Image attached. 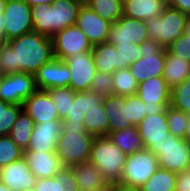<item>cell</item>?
I'll return each instance as SVG.
<instances>
[{"label":"cell","mask_w":190,"mask_h":191,"mask_svg":"<svg viewBox=\"0 0 190 191\" xmlns=\"http://www.w3.org/2000/svg\"><path fill=\"white\" fill-rule=\"evenodd\" d=\"M53 57L52 39L31 31L1 45L0 71L2 75L16 72L34 75Z\"/></svg>","instance_id":"1"},{"label":"cell","mask_w":190,"mask_h":191,"mask_svg":"<svg viewBox=\"0 0 190 191\" xmlns=\"http://www.w3.org/2000/svg\"><path fill=\"white\" fill-rule=\"evenodd\" d=\"M94 139L82 123H62L56 154L63 167L67 170L73 165L88 162Z\"/></svg>","instance_id":"2"},{"label":"cell","mask_w":190,"mask_h":191,"mask_svg":"<svg viewBox=\"0 0 190 191\" xmlns=\"http://www.w3.org/2000/svg\"><path fill=\"white\" fill-rule=\"evenodd\" d=\"M127 154L108 136L95 137L91 146L90 162L102 173L106 181L120 182Z\"/></svg>","instance_id":"3"},{"label":"cell","mask_w":190,"mask_h":191,"mask_svg":"<svg viewBox=\"0 0 190 191\" xmlns=\"http://www.w3.org/2000/svg\"><path fill=\"white\" fill-rule=\"evenodd\" d=\"M187 14L167 5L156 18L146 20L149 37L167 48L184 32Z\"/></svg>","instance_id":"4"},{"label":"cell","mask_w":190,"mask_h":191,"mask_svg":"<svg viewBox=\"0 0 190 191\" xmlns=\"http://www.w3.org/2000/svg\"><path fill=\"white\" fill-rule=\"evenodd\" d=\"M141 58L128 66L138 83L163 76L166 49L151 38L140 43Z\"/></svg>","instance_id":"5"},{"label":"cell","mask_w":190,"mask_h":191,"mask_svg":"<svg viewBox=\"0 0 190 191\" xmlns=\"http://www.w3.org/2000/svg\"><path fill=\"white\" fill-rule=\"evenodd\" d=\"M159 168L157 156L146 148L127 154L120 183L141 187Z\"/></svg>","instance_id":"6"},{"label":"cell","mask_w":190,"mask_h":191,"mask_svg":"<svg viewBox=\"0 0 190 191\" xmlns=\"http://www.w3.org/2000/svg\"><path fill=\"white\" fill-rule=\"evenodd\" d=\"M159 168L178 173L190 168V144L170 135L155 153Z\"/></svg>","instance_id":"7"},{"label":"cell","mask_w":190,"mask_h":191,"mask_svg":"<svg viewBox=\"0 0 190 191\" xmlns=\"http://www.w3.org/2000/svg\"><path fill=\"white\" fill-rule=\"evenodd\" d=\"M136 95L145 103L147 115L164 113L170 106L171 87L163 76L138 83Z\"/></svg>","instance_id":"8"},{"label":"cell","mask_w":190,"mask_h":191,"mask_svg":"<svg viewBox=\"0 0 190 191\" xmlns=\"http://www.w3.org/2000/svg\"><path fill=\"white\" fill-rule=\"evenodd\" d=\"M33 74L16 72L1 76L0 99L16 105H23L37 91Z\"/></svg>","instance_id":"9"},{"label":"cell","mask_w":190,"mask_h":191,"mask_svg":"<svg viewBox=\"0 0 190 191\" xmlns=\"http://www.w3.org/2000/svg\"><path fill=\"white\" fill-rule=\"evenodd\" d=\"M51 39L53 55L61 60H66L75 53L91 52L93 48L87 36L76 24L60 30Z\"/></svg>","instance_id":"10"},{"label":"cell","mask_w":190,"mask_h":191,"mask_svg":"<svg viewBox=\"0 0 190 191\" xmlns=\"http://www.w3.org/2000/svg\"><path fill=\"white\" fill-rule=\"evenodd\" d=\"M3 16L5 42L33 31L31 6L23 0H7Z\"/></svg>","instance_id":"11"},{"label":"cell","mask_w":190,"mask_h":191,"mask_svg":"<svg viewBox=\"0 0 190 191\" xmlns=\"http://www.w3.org/2000/svg\"><path fill=\"white\" fill-rule=\"evenodd\" d=\"M70 71L69 87L74 92L90 90L96 67L91 52L75 53L64 60Z\"/></svg>","instance_id":"12"},{"label":"cell","mask_w":190,"mask_h":191,"mask_svg":"<svg viewBox=\"0 0 190 191\" xmlns=\"http://www.w3.org/2000/svg\"><path fill=\"white\" fill-rule=\"evenodd\" d=\"M144 148L155 154L158 147L171 134L167 124L166 111L161 114L146 115L136 126Z\"/></svg>","instance_id":"13"},{"label":"cell","mask_w":190,"mask_h":191,"mask_svg":"<svg viewBox=\"0 0 190 191\" xmlns=\"http://www.w3.org/2000/svg\"><path fill=\"white\" fill-rule=\"evenodd\" d=\"M146 21L122 16L111 24L107 42L111 44L142 43L149 39Z\"/></svg>","instance_id":"14"},{"label":"cell","mask_w":190,"mask_h":191,"mask_svg":"<svg viewBox=\"0 0 190 191\" xmlns=\"http://www.w3.org/2000/svg\"><path fill=\"white\" fill-rule=\"evenodd\" d=\"M111 24L83 3L77 15L76 25L94 46L107 42Z\"/></svg>","instance_id":"15"},{"label":"cell","mask_w":190,"mask_h":191,"mask_svg":"<svg viewBox=\"0 0 190 191\" xmlns=\"http://www.w3.org/2000/svg\"><path fill=\"white\" fill-rule=\"evenodd\" d=\"M34 79L39 90L69 87L70 71L64 60L53 57L42 65L35 73Z\"/></svg>","instance_id":"16"},{"label":"cell","mask_w":190,"mask_h":191,"mask_svg":"<svg viewBox=\"0 0 190 191\" xmlns=\"http://www.w3.org/2000/svg\"><path fill=\"white\" fill-rule=\"evenodd\" d=\"M61 130L62 119L34 124L31 138L25 151L56 152Z\"/></svg>","instance_id":"17"},{"label":"cell","mask_w":190,"mask_h":191,"mask_svg":"<svg viewBox=\"0 0 190 191\" xmlns=\"http://www.w3.org/2000/svg\"><path fill=\"white\" fill-rule=\"evenodd\" d=\"M0 181L12 191L34 188L37 178L31 172L26 159H20L0 168Z\"/></svg>","instance_id":"18"},{"label":"cell","mask_w":190,"mask_h":191,"mask_svg":"<svg viewBox=\"0 0 190 191\" xmlns=\"http://www.w3.org/2000/svg\"><path fill=\"white\" fill-rule=\"evenodd\" d=\"M23 156L37 179L55 177L66 170L56 152L24 151Z\"/></svg>","instance_id":"19"},{"label":"cell","mask_w":190,"mask_h":191,"mask_svg":"<svg viewBox=\"0 0 190 191\" xmlns=\"http://www.w3.org/2000/svg\"><path fill=\"white\" fill-rule=\"evenodd\" d=\"M67 171L71 186L78 191H94L107 182L100 170L90 161L73 165Z\"/></svg>","instance_id":"20"},{"label":"cell","mask_w":190,"mask_h":191,"mask_svg":"<svg viewBox=\"0 0 190 191\" xmlns=\"http://www.w3.org/2000/svg\"><path fill=\"white\" fill-rule=\"evenodd\" d=\"M23 110L32 118L34 124L59 120L57 110L46 90H37L23 102Z\"/></svg>","instance_id":"21"},{"label":"cell","mask_w":190,"mask_h":191,"mask_svg":"<svg viewBox=\"0 0 190 191\" xmlns=\"http://www.w3.org/2000/svg\"><path fill=\"white\" fill-rule=\"evenodd\" d=\"M103 105L109 120V133L134 126L129 119V96H105Z\"/></svg>","instance_id":"22"},{"label":"cell","mask_w":190,"mask_h":191,"mask_svg":"<svg viewBox=\"0 0 190 191\" xmlns=\"http://www.w3.org/2000/svg\"><path fill=\"white\" fill-rule=\"evenodd\" d=\"M83 3L79 0H54L51 3L50 38L60 30L76 24Z\"/></svg>","instance_id":"23"},{"label":"cell","mask_w":190,"mask_h":191,"mask_svg":"<svg viewBox=\"0 0 190 191\" xmlns=\"http://www.w3.org/2000/svg\"><path fill=\"white\" fill-rule=\"evenodd\" d=\"M166 6L167 0H124L123 16L146 21L159 17Z\"/></svg>","instance_id":"24"},{"label":"cell","mask_w":190,"mask_h":191,"mask_svg":"<svg viewBox=\"0 0 190 191\" xmlns=\"http://www.w3.org/2000/svg\"><path fill=\"white\" fill-rule=\"evenodd\" d=\"M104 101V97L100 94H96L91 90L74 92V101L69 107L67 115L62 119V123H82L85 118L86 111L101 105Z\"/></svg>","instance_id":"25"},{"label":"cell","mask_w":190,"mask_h":191,"mask_svg":"<svg viewBox=\"0 0 190 191\" xmlns=\"http://www.w3.org/2000/svg\"><path fill=\"white\" fill-rule=\"evenodd\" d=\"M91 54L97 71L113 74L121 69L119 53L109 42L94 45Z\"/></svg>","instance_id":"26"},{"label":"cell","mask_w":190,"mask_h":191,"mask_svg":"<svg viewBox=\"0 0 190 191\" xmlns=\"http://www.w3.org/2000/svg\"><path fill=\"white\" fill-rule=\"evenodd\" d=\"M190 76V62L172 55L167 49L163 78L173 88Z\"/></svg>","instance_id":"27"},{"label":"cell","mask_w":190,"mask_h":191,"mask_svg":"<svg viewBox=\"0 0 190 191\" xmlns=\"http://www.w3.org/2000/svg\"><path fill=\"white\" fill-rule=\"evenodd\" d=\"M84 117L83 126L87 133L94 137L107 136L109 134V120L103 103L86 111Z\"/></svg>","instance_id":"28"},{"label":"cell","mask_w":190,"mask_h":191,"mask_svg":"<svg viewBox=\"0 0 190 191\" xmlns=\"http://www.w3.org/2000/svg\"><path fill=\"white\" fill-rule=\"evenodd\" d=\"M124 153H135L144 148L137 127L132 126L107 135Z\"/></svg>","instance_id":"29"},{"label":"cell","mask_w":190,"mask_h":191,"mask_svg":"<svg viewBox=\"0 0 190 191\" xmlns=\"http://www.w3.org/2000/svg\"><path fill=\"white\" fill-rule=\"evenodd\" d=\"M33 128L34 121L24 110H22L13 124L8 136L23 151H25L28 147Z\"/></svg>","instance_id":"30"},{"label":"cell","mask_w":190,"mask_h":191,"mask_svg":"<svg viewBox=\"0 0 190 191\" xmlns=\"http://www.w3.org/2000/svg\"><path fill=\"white\" fill-rule=\"evenodd\" d=\"M85 4L110 23L123 16V0H86Z\"/></svg>","instance_id":"31"},{"label":"cell","mask_w":190,"mask_h":191,"mask_svg":"<svg viewBox=\"0 0 190 191\" xmlns=\"http://www.w3.org/2000/svg\"><path fill=\"white\" fill-rule=\"evenodd\" d=\"M176 173L158 168L153 176L141 187V191H174Z\"/></svg>","instance_id":"32"},{"label":"cell","mask_w":190,"mask_h":191,"mask_svg":"<svg viewBox=\"0 0 190 191\" xmlns=\"http://www.w3.org/2000/svg\"><path fill=\"white\" fill-rule=\"evenodd\" d=\"M113 94L121 96L135 95L138 82L128 68L116 70L113 73Z\"/></svg>","instance_id":"33"},{"label":"cell","mask_w":190,"mask_h":191,"mask_svg":"<svg viewBox=\"0 0 190 191\" xmlns=\"http://www.w3.org/2000/svg\"><path fill=\"white\" fill-rule=\"evenodd\" d=\"M33 31L50 37L51 4H38L31 7Z\"/></svg>","instance_id":"34"},{"label":"cell","mask_w":190,"mask_h":191,"mask_svg":"<svg viewBox=\"0 0 190 191\" xmlns=\"http://www.w3.org/2000/svg\"><path fill=\"white\" fill-rule=\"evenodd\" d=\"M51 97L60 119H63L74 101V91L70 87L50 88L46 90Z\"/></svg>","instance_id":"35"},{"label":"cell","mask_w":190,"mask_h":191,"mask_svg":"<svg viewBox=\"0 0 190 191\" xmlns=\"http://www.w3.org/2000/svg\"><path fill=\"white\" fill-rule=\"evenodd\" d=\"M35 191H73L68 171L50 178H39L34 186Z\"/></svg>","instance_id":"36"},{"label":"cell","mask_w":190,"mask_h":191,"mask_svg":"<svg viewBox=\"0 0 190 191\" xmlns=\"http://www.w3.org/2000/svg\"><path fill=\"white\" fill-rule=\"evenodd\" d=\"M170 106L185 113H190V76L171 88Z\"/></svg>","instance_id":"37"},{"label":"cell","mask_w":190,"mask_h":191,"mask_svg":"<svg viewBox=\"0 0 190 191\" xmlns=\"http://www.w3.org/2000/svg\"><path fill=\"white\" fill-rule=\"evenodd\" d=\"M23 105L9 104L0 99V136L9 135Z\"/></svg>","instance_id":"38"},{"label":"cell","mask_w":190,"mask_h":191,"mask_svg":"<svg viewBox=\"0 0 190 191\" xmlns=\"http://www.w3.org/2000/svg\"><path fill=\"white\" fill-rule=\"evenodd\" d=\"M166 116L170 134L183 139L188 124V114L168 106Z\"/></svg>","instance_id":"39"},{"label":"cell","mask_w":190,"mask_h":191,"mask_svg":"<svg viewBox=\"0 0 190 191\" xmlns=\"http://www.w3.org/2000/svg\"><path fill=\"white\" fill-rule=\"evenodd\" d=\"M23 152L8 135L0 136V168L20 159Z\"/></svg>","instance_id":"40"},{"label":"cell","mask_w":190,"mask_h":191,"mask_svg":"<svg viewBox=\"0 0 190 191\" xmlns=\"http://www.w3.org/2000/svg\"><path fill=\"white\" fill-rule=\"evenodd\" d=\"M115 49L119 53L121 69L128 68L130 64L140 59L141 50L139 43L130 44H114Z\"/></svg>","instance_id":"41"},{"label":"cell","mask_w":190,"mask_h":191,"mask_svg":"<svg viewBox=\"0 0 190 191\" xmlns=\"http://www.w3.org/2000/svg\"><path fill=\"white\" fill-rule=\"evenodd\" d=\"M113 74L96 71L92 78L90 90L103 97L113 95Z\"/></svg>","instance_id":"42"},{"label":"cell","mask_w":190,"mask_h":191,"mask_svg":"<svg viewBox=\"0 0 190 191\" xmlns=\"http://www.w3.org/2000/svg\"><path fill=\"white\" fill-rule=\"evenodd\" d=\"M172 55L190 62V38L186 34H182L178 39L174 40L167 48Z\"/></svg>","instance_id":"43"},{"label":"cell","mask_w":190,"mask_h":191,"mask_svg":"<svg viewBox=\"0 0 190 191\" xmlns=\"http://www.w3.org/2000/svg\"><path fill=\"white\" fill-rule=\"evenodd\" d=\"M145 103L135 94L129 96V119L134 126H137L147 115Z\"/></svg>","instance_id":"44"},{"label":"cell","mask_w":190,"mask_h":191,"mask_svg":"<svg viewBox=\"0 0 190 191\" xmlns=\"http://www.w3.org/2000/svg\"><path fill=\"white\" fill-rule=\"evenodd\" d=\"M174 191H190V168L176 173Z\"/></svg>","instance_id":"45"},{"label":"cell","mask_w":190,"mask_h":191,"mask_svg":"<svg viewBox=\"0 0 190 191\" xmlns=\"http://www.w3.org/2000/svg\"><path fill=\"white\" fill-rule=\"evenodd\" d=\"M167 5L190 14V0H167Z\"/></svg>","instance_id":"46"},{"label":"cell","mask_w":190,"mask_h":191,"mask_svg":"<svg viewBox=\"0 0 190 191\" xmlns=\"http://www.w3.org/2000/svg\"><path fill=\"white\" fill-rule=\"evenodd\" d=\"M94 191H118V182L107 181L101 187Z\"/></svg>","instance_id":"47"},{"label":"cell","mask_w":190,"mask_h":191,"mask_svg":"<svg viewBox=\"0 0 190 191\" xmlns=\"http://www.w3.org/2000/svg\"><path fill=\"white\" fill-rule=\"evenodd\" d=\"M4 12H0V39L5 42V21H4Z\"/></svg>","instance_id":"48"},{"label":"cell","mask_w":190,"mask_h":191,"mask_svg":"<svg viewBox=\"0 0 190 191\" xmlns=\"http://www.w3.org/2000/svg\"><path fill=\"white\" fill-rule=\"evenodd\" d=\"M23 1L32 7L38 4L41 5L51 4L54 0H23Z\"/></svg>","instance_id":"49"},{"label":"cell","mask_w":190,"mask_h":191,"mask_svg":"<svg viewBox=\"0 0 190 191\" xmlns=\"http://www.w3.org/2000/svg\"><path fill=\"white\" fill-rule=\"evenodd\" d=\"M118 191H141L139 187L128 186L118 182Z\"/></svg>","instance_id":"50"},{"label":"cell","mask_w":190,"mask_h":191,"mask_svg":"<svg viewBox=\"0 0 190 191\" xmlns=\"http://www.w3.org/2000/svg\"><path fill=\"white\" fill-rule=\"evenodd\" d=\"M183 139L190 144V113H188V124Z\"/></svg>","instance_id":"51"},{"label":"cell","mask_w":190,"mask_h":191,"mask_svg":"<svg viewBox=\"0 0 190 191\" xmlns=\"http://www.w3.org/2000/svg\"><path fill=\"white\" fill-rule=\"evenodd\" d=\"M184 34L188 35L190 38V14H187L186 17V23H185V27H184Z\"/></svg>","instance_id":"52"},{"label":"cell","mask_w":190,"mask_h":191,"mask_svg":"<svg viewBox=\"0 0 190 191\" xmlns=\"http://www.w3.org/2000/svg\"><path fill=\"white\" fill-rule=\"evenodd\" d=\"M7 0H0V12H4Z\"/></svg>","instance_id":"53"},{"label":"cell","mask_w":190,"mask_h":191,"mask_svg":"<svg viewBox=\"0 0 190 191\" xmlns=\"http://www.w3.org/2000/svg\"><path fill=\"white\" fill-rule=\"evenodd\" d=\"M0 191H12V190L0 181Z\"/></svg>","instance_id":"54"},{"label":"cell","mask_w":190,"mask_h":191,"mask_svg":"<svg viewBox=\"0 0 190 191\" xmlns=\"http://www.w3.org/2000/svg\"><path fill=\"white\" fill-rule=\"evenodd\" d=\"M21 191H35L34 188H29V189H23Z\"/></svg>","instance_id":"55"},{"label":"cell","mask_w":190,"mask_h":191,"mask_svg":"<svg viewBox=\"0 0 190 191\" xmlns=\"http://www.w3.org/2000/svg\"><path fill=\"white\" fill-rule=\"evenodd\" d=\"M4 42L0 39V48H1V45L3 44Z\"/></svg>","instance_id":"56"}]
</instances>
